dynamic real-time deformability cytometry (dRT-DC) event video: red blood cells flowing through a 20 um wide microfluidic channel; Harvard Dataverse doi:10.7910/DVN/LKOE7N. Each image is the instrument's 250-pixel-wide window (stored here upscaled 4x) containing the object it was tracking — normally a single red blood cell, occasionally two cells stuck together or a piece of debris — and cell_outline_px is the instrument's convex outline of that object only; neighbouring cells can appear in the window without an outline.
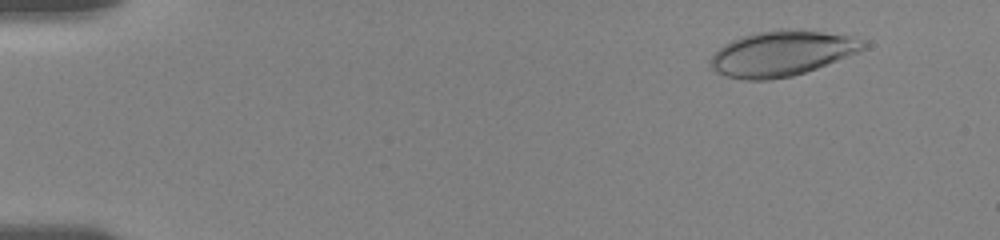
{"species": "human", "species_latin": "Homo sapiens", "temperature_condition": "room temperature", "stored_images_in_passage": 18, "camera_frame_rate_fps": 3000, "um_per_image_px": 0.085, "donor": {"sex": "female"}, "frame": {"image": 1, "passage_image": 6, "time_ms": 1.667, "image_size_px": [1000, 240], "cell_outline_px": [[868, 48], [816, 68], [792, 76], [768, 80], [748, 80], [728, 76], [716, 72], [708, 64], [712, 56], [724, 44], [732, 40], [756, 32], [780, 28], [820, 32], [852, 36], [864, 40], [868, 44]], "centroid_in_image_um": [66.46, 4.53], "position_along_channel_um": 18.5, "area_um2": 40.0}}